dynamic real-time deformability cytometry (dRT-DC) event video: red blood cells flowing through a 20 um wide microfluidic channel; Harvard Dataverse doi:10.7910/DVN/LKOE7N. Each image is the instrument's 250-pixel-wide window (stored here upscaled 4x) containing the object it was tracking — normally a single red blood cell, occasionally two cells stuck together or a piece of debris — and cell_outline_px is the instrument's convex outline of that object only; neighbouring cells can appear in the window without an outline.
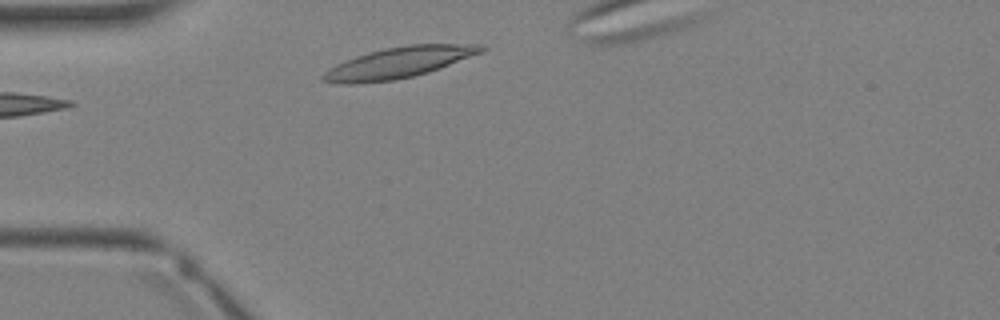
{"species": "Egyptian fruit bat (a non-hibernating species)", "species_latin": "Rousettus aegyptiacus", "temperature_condition": "warm", "stored_images_in_passage": 23, "camera_frame_rate_fps": 3000, "um_per_image_px": 0.085, "animal": {"sex": "female"}, "frame": {"image": 1, "passage_image": 1, "time_ms": 0.0, "image_size_px": [1000, 320], "cell_outline_px": [[488, 48], [484, 52], [440, 68], [428, 72], [412, 76], [392, 80], [352, 84], [348, 84], [320, 80], [320, 76], [324, 72], [336, 64], [356, 56], [368, 52], [384, 48], [408, 44], [484, 44]], "centroid_in_image_um": [33.94, 5.3], "position_along_channel_um": 51.1, "area_um2": 28.5}}
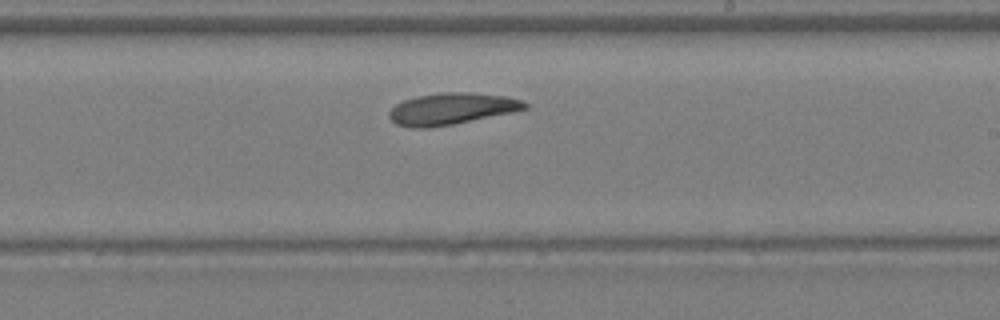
{"frame": {"image": 2, "passage_image": 12, "time_ms": 3.667, "image_size_px": [1000, 320], "cell_outline_px": [[528, 108], [512, 112], [452, 124], [428, 128], [412, 128], [396, 124], [388, 116], [388, 112], [396, 104], [404, 100], [416, 96], [440, 92], [468, 92], [504, 96], [524, 100], [528, 104]], "centroid_in_image_um": [38.36, 9.24], "position_along_channel_um": 250.6, "area_um2": 24.91}}
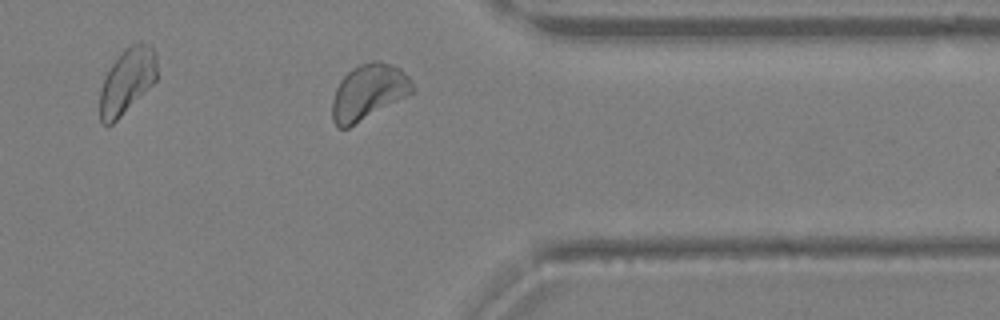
{"frame": {"image": 3, "passage_image": 19, "time_ms": 6.0, "image_size_px": [1000, 320], "cell_outline_px": [[416, 92], [348, 128], [336, 128], [332, 120], [332, 100], [336, 88], [340, 80], [352, 68], [360, 64], [376, 60], [380, 60], [392, 64], [400, 68], [408, 76], [416, 88]], "centroid_in_image_um": [31.34, 7.82], "position_along_channel_um": 380.1, "area_um2": 26.36}}